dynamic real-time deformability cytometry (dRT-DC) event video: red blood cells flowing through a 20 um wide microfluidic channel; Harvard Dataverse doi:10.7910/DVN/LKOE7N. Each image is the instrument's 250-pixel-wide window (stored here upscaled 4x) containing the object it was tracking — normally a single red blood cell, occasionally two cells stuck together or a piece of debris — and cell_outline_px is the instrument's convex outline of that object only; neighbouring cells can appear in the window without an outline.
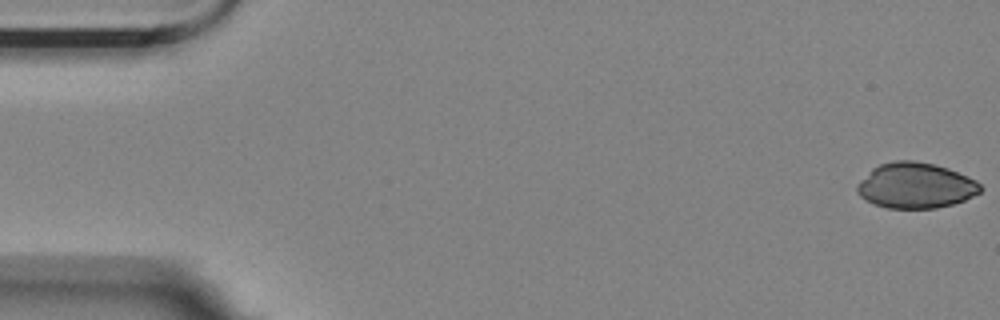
{"species": "Egyptian fruit bat (a non-hibernating species)", "species_latin": "Rousettus aegyptiacus", "temperature_condition": "room temperature", "stored_images_in_passage": 6, "camera_frame_rate_fps": 3000, "um_per_image_px": 0.085, "animal": {"sex": "female"}, "frame": {"image": 1, "passage_image": 1, "time_ms": 0.0, "image_size_px": [1000, 320], "cell_outline_px": [[984, 188], [980, 192], [964, 200], [952, 204], [936, 208], [888, 208], [872, 204], [864, 200], [856, 192], [856, 184], [872, 168], [880, 164], [896, 160], [912, 160], [936, 164], [948, 168], [968, 176], [976, 180]], "centroid_in_image_um": [77.81, 15.77], "position_along_channel_um": 7.2, "area_um2": 33.0}}